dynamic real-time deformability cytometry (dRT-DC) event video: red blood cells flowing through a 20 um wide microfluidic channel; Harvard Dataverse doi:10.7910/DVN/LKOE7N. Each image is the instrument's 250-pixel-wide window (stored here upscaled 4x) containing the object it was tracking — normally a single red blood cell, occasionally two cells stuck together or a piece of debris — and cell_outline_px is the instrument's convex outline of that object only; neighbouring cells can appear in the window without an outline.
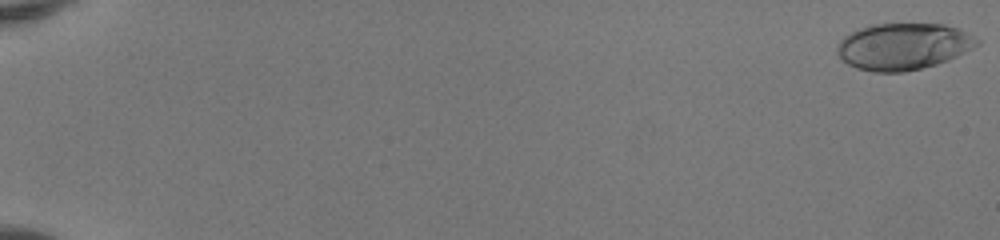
{"species": "human", "species_latin": "Homo sapiens", "temperature_condition": "room temperature", "stored_images_in_passage": 52, "camera_frame_rate_fps": 3000, "um_per_image_px": 0.085, "donor": {"sex": "female"}, "frame": {"image": 1, "passage_image": 1, "time_ms": 0.0, "image_size_px": [1000, 240], "cell_outline_px": [[980, 44], [948, 60], [936, 64], [904, 72], [872, 72], [856, 68], [848, 64], [836, 52], [836, 48], [840, 40], [844, 36], [860, 28], [872, 24], [944, 24], [960, 28], [980, 40]], "centroid_in_image_um": [76.78, 3.94], "position_along_channel_um": 8.2, "area_um2": 37.97}}
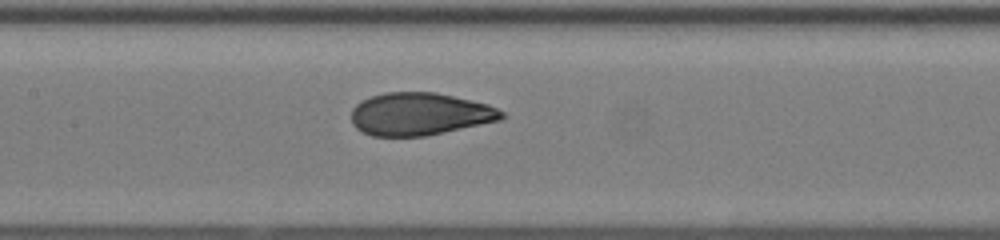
{"frame": {"image": 2, "passage_image": 28, "time_ms": 9.0, "image_size_px": [1000, 240], "cell_outline_px": [[508, 116], [500, 120], [444, 132], [424, 136], [372, 136], [356, 128], [352, 124], [352, 108], [360, 100], [384, 92], [436, 92], [488, 104], [504, 112]], "centroid_in_image_um": [35.67, 9.69], "position_along_channel_um": 171.7, "area_um2": 37.34}}
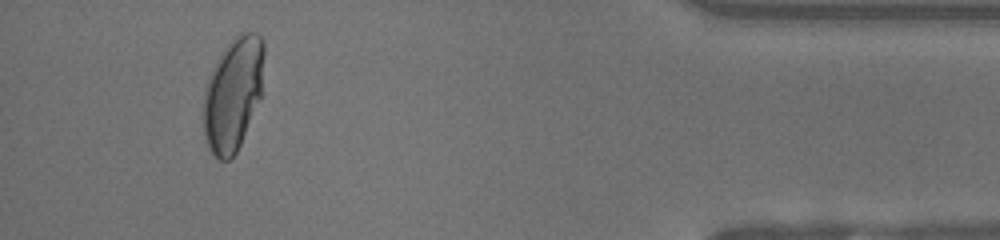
{"frame": {"image": 3, "passage_image": 49, "time_ms": 16.0, "image_size_px": [1000, 240], "cell_outline_px": [[264, 56], [260, 100], [240, 144], [236, 152], [228, 160], [220, 160], [208, 148], [204, 136], [204, 92], [212, 68], [216, 60], [232, 36], [244, 32], [256, 32], [264, 40]], "centroid_in_image_um": [19.82, 7.94], "position_along_channel_um": 415.4, "area_um2": 40.06}, "authors_computed_cell_mechanics": {"area_um2": 37.4833, "velocity_mm_per_s": 4.1493, "shape_relaxation_time_tau1_ms": 4.947, "shape_relaxation_time_tau2_ms": null, "deformation_change_tau1": 0.2187, "deformation_change_tau2": null}}